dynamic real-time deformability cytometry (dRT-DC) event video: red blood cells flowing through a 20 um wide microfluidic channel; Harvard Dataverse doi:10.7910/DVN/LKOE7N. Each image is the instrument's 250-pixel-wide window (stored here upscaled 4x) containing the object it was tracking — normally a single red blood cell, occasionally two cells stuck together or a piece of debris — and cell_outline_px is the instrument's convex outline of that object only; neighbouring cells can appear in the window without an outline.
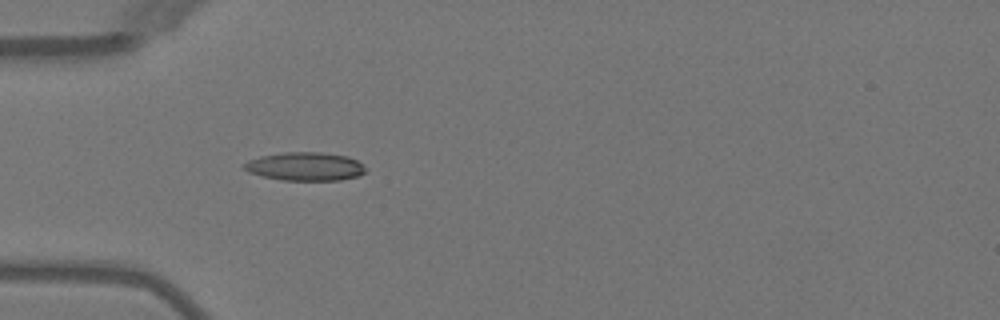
{"species": "Egyptian fruit bat (a non-hibernating species)", "species_latin": "Rousettus aegyptiacus", "temperature_condition": "warm", "stored_images_in_passage": 5, "camera_frame_rate_fps": 3000, "um_per_image_px": 0.085, "animal": {"sex": "female"}, "frame": {"image": 1, "passage_image": 5, "time_ms": 4.667, "image_size_px": [1000, 320], "cell_outline_px": [[368, 172], [360, 176], [340, 180], [280, 180], [248, 172], [244, 168], [244, 164], [248, 160], [260, 156], [284, 152], [320, 152], [348, 156], [356, 160]], "centroid_in_image_um": [25.95, 14.15], "position_along_channel_um": 59.0, "area_um2": 20.11}}